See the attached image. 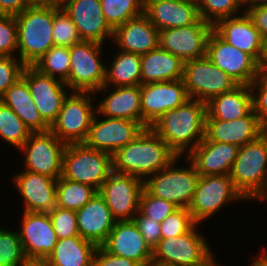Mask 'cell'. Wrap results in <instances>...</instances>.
<instances>
[{
	"mask_svg": "<svg viewBox=\"0 0 267 266\" xmlns=\"http://www.w3.org/2000/svg\"><path fill=\"white\" fill-rule=\"evenodd\" d=\"M207 105L189 99L183 105L164 113L151 128L177 155L189 154L205 137Z\"/></svg>",
	"mask_w": 267,
	"mask_h": 266,
	"instance_id": "1",
	"label": "cell"
},
{
	"mask_svg": "<svg viewBox=\"0 0 267 266\" xmlns=\"http://www.w3.org/2000/svg\"><path fill=\"white\" fill-rule=\"evenodd\" d=\"M177 155L151 128L112 155V171L144 178L167 167Z\"/></svg>",
	"mask_w": 267,
	"mask_h": 266,
	"instance_id": "2",
	"label": "cell"
},
{
	"mask_svg": "<svg viewBox=\"0 0 267 266\" xmlns=\"http://www.w3.org/2000/svg\"><path fill=\"white\" fill-rule=\"evenodd\" d=\"M229 176L235 189L246 199H265L267 180V130L239 148Z\"/></svg>",
	"mask_w": 267,
	"mask_h": 266,
	"instance_id": "3",
	"label": "cell"
},
{
	"mask_svg": "<svg viewBox=\"0 0 267 266\" xmlns=\"http://www.w3.org/2000/svg\"><path fill=\"white\" fill-rule=\"evenodd\" d=\"M19 59L26 66H33L54 46L53 7L31 6L15 15Z\"/></svg>",
	"mask_w": 267,
	"mask_h": 266,
	"instance_id": "4",
	"label": "cell"
},
{
	"mask_svg": "<svg viewBox=\"0 0 267 266\" xmlns=\"http://www.w3.org/2000/svg\"><path fill=\"white\" fill-rule=\"evenodd\" d=\"M197 225L182 235L161 238L152 249V264L157 266L209 265L215 258L206 238L196 232Z\"/></svg>",
	"mask_w": 267,
	"mask_h": 266,
	"instance_id": "5",
	"label": "cell"
},
{
	"mask_svg": "<svg viewBox=\"0 0 267 266\" xmlns=\"http://www.w3.org/2000/svg\"><path fill=\"white\" fill-rule=\"evenodd\" d=\"M111 172V154L88 148L83 143L66 145L62 177L90 185L98 191Z\"/></svg>",
	"mask_w": 267,
	"mask_h": 266,
	"instance_id": "6",
	"label": "cell"
},
{
	"mask_svg": "<svg viewBox=\"0 0 267 266\" xmlns=\"http://www.w3.org/2000/svg\"><path fill=\"white\" fill-rule=\"evenodd\" d=\"M177 156L167 167L143 180V188L151 195L170 201L179 208H189L200 177L190 162L188 168L175 167Z\"/></svg>",
	"mask_w": 267,
	"mask_h": 266,
	"instance_id": "7",
	"label": "cell"
},
{
	"mask_svg": "<svg viewBox=\"0 0 267 266\" xmlns=\"http://www.w3.org/2000/svg\"><path fill=\"white\" fill-rule=\"evenodd\" d=\"M91 93L72 91L63 100L61 110L50 126V131L65 144L85 141L96 114Z\"/></svg>",
	"mask_w": 267,
	"mask_h": 266,
	"instance_id": "8",
	"label": "cell"
},
{
	"mask_svg": "<svg viewBox=\"0 0 267 266\" xmlns=\"http://www.w3.org/2000/svg\"><path fill=\"white\" fill-rule=\"evenodd\" d=\"M103 44L82 41L69 48L70 71L65 81L67 89L79 92H97L104 86L106 66L100 60Z\"/></svg>",
	"mask_w": 267,
	"mask_h": 266,
	"instance_id": "9",
	"label": "cell"
},
{
	"mask_svg": "<svg viewBox=\"0 0 267 266\" xmlns=\"http://www.w3.org/2000/svg\"><path fill=\"white\" fill-rule=\"evenodd\" d=\"M182 79L189 98L203 103L239 85L226 72L215 66L206 55L186 61Z\"/></svg>",
	"mask_w": 267,
	"mask_h": 266,
	"instance_id": "10",
	"label": "cell"
},
{
	"mask_svg": "<svg viewBox=\"0 0 267 266\" xmlns=\"http://www.w3.org/2000/svg\"><path fill=\"white\" fill-rule=\"evenodd\" d=\"M244 199L229 175L200 176L188 208L197 224L210 218L229 201ZM200 222V223H199Z\"/></svg>",
	"mask_w": 267,
	"mask_h": 266,
	"instance_id": "11",
	"label": "cell"
},
{
	"mask_svg": "<svg viewBox=\"0 0 267 266\" xmlns=\"http://www.w3.org/2000/svg\"><path fill=\"white\" fill-rule=\"evenodd\" d=\"M66 145L50 130L31 133L20 148L26 154L24 170L58 179L62 175Z\"/></svg>",
	"mask_w": 267,
	"mask_h": 266,
	"instance_id": "12",
	"label": "cell"
},
{
	"mask_svg": "<svg viewBox=\"0 0 267 266\" xmlns=\"http://www.w3.org/2000/svg\"><path fill=\"white\" fill-rule=\"evenodd\" d=\"M143 190V179L112 171L99 188V195L105 200L117 221L133 220L139 211V199Z\"/></svg>",
	"mask_w": 267,
	"mask_h": 266,
	"instance_id": "13",
	"label": "cell"
},
{
	"mask_svg": "<svg viewBox=\"0 0 267 266\" xmlns=\"http://www.w3.org/2000/svg\"><path fill=\"white\" fill-rule=\"evenodd\" d=\"M206 56L239 85H250L258 77V63L230 45L214 29L207 40Z\"/></svg>",
	"mask_w": 267,
	"mask_h": 266,
	"instance_id": "14",
	"label": "cell"
},
{
	"mask_svg": "<svg viewBox=\"0 0 267 266\" xmlns=\"http://www.w3.org/2000/svg\"><path fill=\"white\" fill-rule=\"evenodd\" d=\"M142 125L151 127L167 111L183 105L189 96L183 79L140 85Z\"/></svg>",
	"mask_w": 267,
	"mask_h": 266,
	"instance_id": "15",
	"label": "cell"
},
{
	"mask_svg": "<svg viewBox=\"0 0 267 266\" xmlns=\"http://www.w3.org/2000/svg\"><path fill=\"white\" fill-rule=\"evenodd\" d=\"M213 25L201 18L184 27L159 30V47L178 56L184 62L206 55L207 40Z\"/></svg>",
	"mask_w": 267,
	"mask_h": 266,
	"instance_id": "16",
	"label": "cell"
},
{
	"mask_svg": "<svg viewBox=\"0 0 267 266\" xmlns=\"http://www.w3.org/2000/svg\"><path fill=\"white\" fill-rule=\"evenodd\" d=\"M96 115L83 144L88 148L104 151L111 155L134 140L145 129L137 121L110 117L99 121Z\"/></svg>",
	"mask_w": 267,
	"mask_h": 266,
	"instance_id": "17",
	"label": "cell"
},
{
	"mask_svg": "<svg viewBox=\"0 0 267 266\" xmlns=\"http://www.w3.org/2000/svg\"><path fill=\"white\" fill-rule=\"evenodd\" d=\"M22 77L26 80L30 94L42 119L51 126L56 120L63 100L68 95L64 81L42 74L33 66H25Z\"/></svg>",
	"mask_w": 267,
	"mask_h": 266,
	"instance_id": "18",
	"label": "cell"
},
{
	"mask_svg": "<svg viewBox=\"0 0 267 266\" xmlns=\"http://www.w3.org/2000/svg\"><path fill=\"white\" fill-rule=\"evenodd\" d=\"M65 12L75 24L82 41L104 44L113 38V29L106 22L100 0H66Z\"/></svg>",
	"mask_w": 267,
	"mask_h": 266,
	"instance_id": "19",
	"label": "cell"
},
{
	"mask_svg": "<svg viewBox=\"0 0 267 266\" xmlns=\"http://www.w3.org/2000/svg\"><path fill=\"white\" fill-rule=\"evenodd\" d=\"M102 247L112 255L132 259L140 266L152 264V248L133 220L116 221Z\"/></svg>",
	"mask_w": 267,
	"mask_h": 266,
	"instance_id": "20",
	"label": "cell"
},
{
	"mask_svg": "<svg viewBox=\"0 0 267 266\" xmlns=\"http://www.w3.org/2000/svg\"><path fill=\"white\" fill-rule=\"evenodd\" d=\"M23 212L18 234L25 256L47 258L58 242L49 213Z\"/></svg>",
	"mask_w": 267,
	"mask_h": 266,
	"instance_id": "21",
	"label": "cell"
},
{
	"mask_svg": "<svg viewBox=\"0 0 267 266\" xmlns=\"http://www.w3.org/2000/svg\"><path fill=\"white\" fill-rule=\"evenodd\" d=\"M243 13L219 20L213 29L230 45L249 54L259 64L264 58L265 42L252 19Z\"/></svg>",
	"mask_w": 267,
	"mask_h": 266,
	"instance_id": "22",
	"label": "cell"
},
{
	"mask_svg": "<svg viewBox=\"0 0 267 266\" xmlns=\"http://www.w3.org/2000/svg\"><path fill=\"white\" fill-rule=\"evenodd\" d=\"M267 128L252 110L247 116L225 121L206 118L205 138L209 141L228 143L241 147L262 135Z\"/></svg>",
	"mask_w": 267,
	"mask_h": 266,
	"instance_id": "23",
	"label": "cell"
},
{
	"mask_svg": "<svg viewBox=\"0 0 267 266\" xmlns=\"http://www.w3.org/2000/svg\"><path fill=\"white\" fill-rule=\"evenodd\" d=\"M13 181L24 200V211L49 213L56 206L57 179L23 170Z\"/></svg>",
	"mask_w": 267,
	"mask_h": 266,
	"instance_id": "24",
	"label": "cell"
},
{
	"mask_svg": "<svg viewBox=\"0 0 267 266\" xmlns=\"http://www.w3.org/2000/svg\"><path fill=\"white\" fill-rule=\"evenodd\" d=\"M239 147L233 144L209 141L205 137L189 154V160L200 176L229 175Z\"/></svg>",
	"mask_w": 267,
	"mask_h": 266,
	"instance_id": "25",
	"label": "cell"
},
{
	"mask_svg": "<svg viewBox=\"0 0 267 266\" xmlns=\"http://www.w3.org/2000/svg\"><path fill=\"white\" fill-rule=\"evenodd\" d=\"M76 215L79 235L97 247L105 243L117 221L98 192Z\"/></svg>",
	"mask_w": 267,
	"mask_h": 266,
	"instance_id": "26",
	"label": "cell"
},
{
	"mask_svg": "<svg viewBox=\"0 0 267 266\" xmlns=\"http://www.w3.org/2000/svg\"><path fill=\"white\" fill-rule=\"evenodd\" d=\"M159 30L142 15L128 20L113 30V40L123 52L143 55L159 46Z\"/></svg>",
	"mask_w": 267,
	"mask_h": 266,
	"instance_id": "27",
	"label": "cell"
},
{
	"mask_svg": "<svg viewBox=\"0 0 267 266\" xmlns=\"http://www.w3.org/2000/svg\"><path fill=\"white\" fill-rule=\"evenodd\" d=\"M144 14L158 30L188 26L200 19L197 3L181 0H144Z\"/></svg>",
	"mask_w": 267,
	"mask_h": 266,
	"instance_id": "28",
	"label": "cell"
},
{
	"mask_svg": "<svg viewBox=\"0 0 267 266\" xmlns=\"http://www.w3.org/2000/svg\"><path fill=\"white\" fill-rule=\"evenodd\" d=\"M185 62L159 46L141 55V85L183 78Z\"/></svg>",
	"mask_w": 267,
	"mask_h": 266,
	"instance_id": "29",
	"label": "cell"
},
{
	"mask_svg": "<svg viewBox=\"0 0 267 266\" xmlns=\"http://www.w3.org/2000/svg\"><path fill=\"white\" fill-rule=\"evenodd\" d=\"M0 101L14 111L31 133L50 130V126L42 119L36 108L29 86L23 77L6 90Z\"/></svg>",
	"mask_w": 267,
	"mask_h": 266,
	"instance_id": "30",
	"label": "cell"
},
{
	"mask_svg": "<svg viewBox=\"0 0 267 266\" xmlns=\"http://www.w3.org/2000/svg\"><path fill=\"white\" fill-rule=\"evenodd\" d=\"M96 114L128 119L142 124L140 85L115 87L113 92L97 105Z\"/></svg>",
	"mask_w": 267,
	"mask_h": 266,
	"instance_id": "31",
	"label": "cell"
},
{
	"mask_svg": "<svg viewBox=\"0 0 267 266\" xmlns=\"http://www.w3.org/2000/svg\"><path fill=\"white\" fill-rule=\"evenodd\" d=\"M206 105V118L231 121L247 116L253 110L250 86L238 85L231 91L213 97Z\"/></svg>",
	"mask_w": 267,
	"mask_h": 266,
	"instance_id": "32",
	"label": "cell"
},
{
	"mask_svg": "<svg viewBox=\"0 0 267 266\" xmlns=\"http://www.w3.org/2000/svg\"><path fill=\"white\" fill-rule=\"evenodd\" d=\"M97 246L80 235L58 240L47 260L51 266H92Z\"/></svg>",
	"mask_w": 267,
	"mask_h": 266,
	"instance_id": "33",
	"label": "cell"
},
{
	"mask_svg": "<svg viewBox=\"0 0 267 266\" xmlns=\"http://www.w3.org/2000/svg\"><path fill=\"white\" fill-rule=\"evenodd\" d=\"M110 67H106L104 86L98 92L106 91L111 83L114 87L141 85V55L120 50Z\"/></svg>",
	"mask_w": 267,
	"mask_h": 266,
	"instance_id": "34",
	"label": "cell"
},
{
	"mask_svg": "<svg viewBox=\"0 0 267 266\" xmlns=\"http://www.w3.org/2000/svg\"><path fill=\"white\" fill-rule=\"evenodd\" d=\"M98 191L90 185L68 180L62 176L57 179L56 206L78 211L90 201Z\"/></svg>",
	"mask_w": 267,
	"mask_h": 266,
	"instance_id": "35",
	"label": "cell"
},
{
	"mask_svg": "<svg viewBox=\"0 0 267 266\" xmlns=\"http://www.w3.org/2000/svg\"><path fill=\"white\" fill-rule=\"evenodd\" d=\"M106 22L114 30L144 13V0H100Z\"/></svg>",
	"mask_w": 267,
	"mask_h": 266,
	"instance_id": "36",
	"label": "cell"
},
{
	"mask_svg": "<svg viewBox=\"0 0 267 266\" xmlns=\"http://www.w3.org/2000/svg\"><path fill=\"white\" fill-rule=\"evenodd\" d=\"M35 69L45 75L66 81L70 71V51L68 47L52 46L33 65ZM58 75V77H57Z\"/></svg>",
	"mask_w": 267,
	"mask_h": 266,
	"instance_id": "37",
	"label": "cell"
},
{
	"mask_svg": "<svg viewBox=\"0 0 267 266\" xmlns=\"http://www.w3.org/2000/svg\"><path fill=\"white\" fill-rule=\"evenodd\" d=\"M31 132L14 111L0 101V137L20 149Z\"/></svg>",
	"mask_w": 267,
	"mask_h": 266,
	"instance_id": "38",
	"label": "cell"
},
{
	"mask_svg": "<svg viewBox=\"0 0 267 266\" xmlns=\"http://www.w3.org/2000/svg\"><path fill=\"white\" fill-rule=\"evenodd\" d=\"M52 36L54 46L70 48L82 42L75 24L63 8L53 7Z\"/></svg>",
	"mask_w": 267,
	"mask_h": 266,
	"instance_id": "39",
	"label": "cell"
},
{
	"mask_svg": "<svg viewBox=\"0 0 267 266\" xmlns=\"http://www.w3.org/2000/svg\"><path fill=\"white\" fill-rule=\"evenodd\" d=\"M242 6L239 0H198L197 3L199 17L213 26L223 18L237 16L236 11Z\"/></svg>",
	"mask_w": 267,
	"mask_h": 266,
	"instance_id": "40",
	"label": "cell"
},
{
	"mask_svg": "<svg viewBox=\"0 0 267 266\" xmlns=\"http://www.w3.org/2000/svg\"><path fill=\"white\" fill-rule=\"evenodd\" d=\"M25 258L18 232L0 229V266H19Z\"/></svg>",
	"mask_w": 267,
	"mask_h": 266,
	"instance_id": "41",
	"label": "cell"
},
{
	"mask_svg": "<svg viewBox=\"0 0 267 266\" xmlns=\"http://www.w3.org/2000/svg\"><path fill=\"white\" fill-rule=\"evenodd\" d=\"M178 208L174 203L155 197L143 188L139 199V211L144 216L161 223Z\"/></svg>",
	"mask_w": 267,
	"mask_h": 266,
	"instance_id": "42",
	"label": "cell"
},
{
	"mask_svg": "<svg viewBox=\"0 0 267 266\" xmlns=\"http://www.w3.org/2000/svg\"><path fill=\"white\" fill-rule=\"evenodd\" d=\"M196 224L187 208H178L160 223L162 238L182 235L189 232Z\"/></svg>",
	"mask_w": 267,
	"mask_h": 266,
	"instance_id": "43",
	"label": "cell"
},
{
	"mask_svg": "<svg viewBox=\"0 0 267 266\" xmlns=\"http://www.w3.org/2000/svg\"><path fill=\"white\" fill-rule=\"evenodd\" d=\"M49 216L58 240L79 235L76 211L55 206Z\"/></svg>",
	"mask_w": 267,
	"mask_h": 266,
	"instance_id": "44",
	"label": "cell"
},
{
	"mask_svg": "<svg viewBox=\"0 0 267 266\" xmlns=\"http://www.w3.org/2000/svg\"><path fill=\"white\" fill-rule=\"evenodd\" d=\"M17 49L16 18L13 15L0 14V56H13Z\"/></svg>",
	"mask_w": 267,
	"mask_h": 266,
	"instance_id": "45",
	"label": "cell"
},
{
	"mask_svg": "<svg viewBox=\"0 0 267 266\" xmlns=\"http://www.w3.org/2000/svg\"><path fill=\"white\" fill-rule=\"evenodd\" d=\"M16 58L0 56V98L8 88L22 77L26 65Z\"/></svg>",
	"mask_w": 267,
	"mask_h": 266,
	"instance_id": "46",
	"label": "cell"
},
{
	"mask_svg": "<svg viewBox=\"0 0 267 266\" xmlns=\"http://www.w3.org/2000/svg\"><path fill=\"white\" fill-rule=\"evenodd\" d=\"M133 221L145 238L146 243L153 249L162 238L160 223L144 216L140 211H138V214L136 213Z\"/></svg>",
	"mask_w": 267,
	"mask_h": 266,
	"instance_id": "47",
	"label": "cell"
},
{
	"mask_svg": "<svg viewBox=\"0 0 267 266\" xmlns=\"http://www.w3.org/2000/svg\"><path fill=\"white\" fill-rule=\"evenodd\" d=\"M249 86L252 92L253 111L267 128V85L257 77ZM256 91L258 93H255Z\"/></svg>",
	"mask_w": 267,
	"mask_h": 266,
	"instance_id": "48",
	"label": "cell"
},
{
	"mask_svg": "<svg viewBox=\"0 0 267 266\" xmlns=\"http://www.w3.org/2000/svg\"><path fill=\"white\" fill-rule=\"evenodd\" d=\"M92 266H140L132 259L112 255L102 246L97 247L92 260Z\"/></svg>",
	"mask_w": 267,
	"mask_h": 266,
	"instance_id": "49",
	"label": "cell"
},
{
	"mask_svg": "<svg viewBox=\"0 0 267 266\" xmlns=\"http://www.w3.org/2000/svg\"><path fill=\"white\" fill-rule=\"evenodd\" d=\"M247 15L252 19L264 42H267V5L249 9Z\"/></svg>",
	"mask_w": 267,
	"mask_h": 266,
	"instance_id": "50",
	"label": "cell"
},
{
	"mask_svg": "<svg viewBox=\"0 0 267 266\" xmlns=\"http://www.w3.org/2000/svg\"><path fill=\"white\" fill-rule=\"evenodd\" d=\"M31 7L30 0H0V14L17 15Z\"/></svg>",
	"mask_w": 267,
	"mask_h": 266,
	"instance_id": "51",
	"label": "cell"
},
{
	"mask_svg": "<svg viewBox=\"0 0 267 266\" xmlns=\"http://www.w3.org/2000/svg\"><path fill=\"white\" fill-rule=\"evenodd\" d=\"M66 0H30L31 6L63 8Z\"/></svg>",
	"mask_w": 267,
	"mask_h": 266,
	"instance_id": "52",
	"label": "cell"
},
{
	"mask_svg": "<svg viewBox=\"0 0 267 266\" xmlns=\"http://www.w3.org/2000/svg\"><path fill=\"white\" fill-rule=\"evenodd\" d=\"M19 266H51L47 258L26 257Z\"/></svg>",
	"mask_w": 267,
	"mask_h": 266,
	"instance_id": "53",
	"label": "cell"
},
{
	"mask_svg": "<svg viewBox=\"0 0 267 266\" xmlns=\"http://www.w3.org/2000/svg\"><path fill=\"white\" fill-rule=\"evenodd\" d=\"M258 78L267 85V64H258Z\"/></svg>",
	"mask_w": 267,
	"mask_h": 266,
	"instance_id": "54",
	"label": "cell"
},
{
	"mask_svg": "<svg viewBox=\"0 0 267 266\" xmlns=\"http://www.w3.org/2000/svg\"><path fill=\"white\" fill-rule=\"evenodd\" d=\"M251 263V266H267V251L263 250L261 256L253 260Z\"/></svg>",
	"mask_w": 267,
	"mask_h": 266,
	"instance_id": "55",
	"label": "cell"
},
{
	"mask_svg": "<svg viewBox=\"0 0 267 266\" xmlns=\"http://www.w3.org/2000/svg\"><path fill=\"white\" fill-rule=\"evenodd\" d=\"M246 5H249V7H247L246 10H245V7H244V12L245 13L251 8L267 5V0H249L244 6H246Z\"/></svg>",
	"mask_w": 267,
	"mask_h": 266,
	"instance_id": "56",
	"label": "cell"
},
{
	"mask_svg": "<svg viewBox=\"0 0 267 266\" xmlns=\"http://www.w3.org/2000/svg\"><path fill=\"white\" fill-rule=\"evenodd\" d=\"M259 64H267V42H265V53L264 58Z\"/></svg>",
	"mask_w": 267,
	"mask_h": 266,
	"instance_id": "57",
	"label": "cell"
},
{
	"mask_svg": "<svg viewBox=\"0 0 267 266\" xmlns=\"http://www.w3.org/2000/svg\"><path fill=\"white\" fill-rule=\"evenodd\" d=\"M207 266H219V265H217V263L215 262V260H213L209 265H207Z\"/></svg>",
	"mask_w": 267,
	"mask_h": 266,
	"instance_id": "58",
	"label": "cell"
},
{
	"mask_svg": "<svg viewBox=\"0 0 267 266\" xmlns=\"http://www.w3.org/2000/svg\"><path fill=\"white\" fill-rule=\"evenodd\" d=\"M181 1H187V2H190V3H198V0H181Z\"/></svg>",
	"mask_w": 267,
	"mask_h": 266,
	"instance_id": "59",
	"label": "cell"
},
{
	"mask_svg": "<svg viewBox=\"0 0 267 266\" xmlns=\"http://www.w3.org/2000/svg\"><path fill=\"white\" fill-rule=\"evenodd\" d=\"M265 200H267V180H266V185H265Z\"/></svg>",
	"mask_w": 267,
	"mask_h": 266,
	"instance_id": "60",
	"label": "cell"
},
{
	"mask_svg": "<svg viewBox=\"0 0 267 266\" xmlns=\"http://www.w3.org/2000/svg\"><path fill=\"white\" fill-rule=\"evenodd\" d=\"M240 2H241V4L243 5V7H244V5L249 1V0H239Z\"/></svg>",
	"mask_w": 267,
	"mask_h": 266,
	"instance_id": "61",
	"label": "cell"
}]
</instances>
